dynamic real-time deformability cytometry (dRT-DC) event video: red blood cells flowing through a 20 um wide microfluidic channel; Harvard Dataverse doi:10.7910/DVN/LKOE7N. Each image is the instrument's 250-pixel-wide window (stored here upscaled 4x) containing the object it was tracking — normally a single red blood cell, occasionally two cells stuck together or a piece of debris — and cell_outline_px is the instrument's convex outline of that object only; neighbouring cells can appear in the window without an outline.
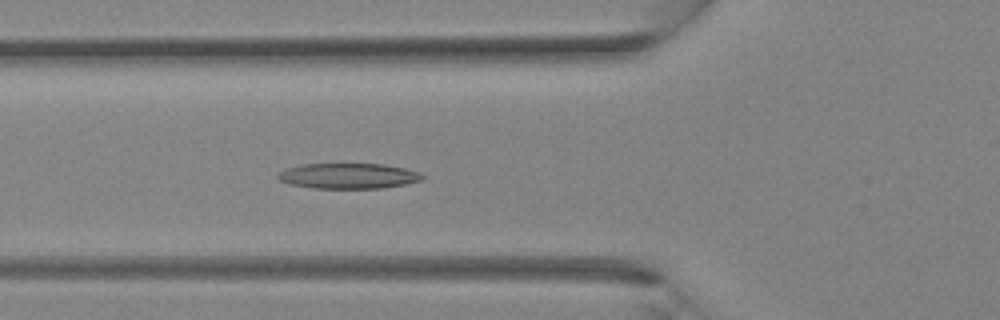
{"species": "Egyptian fruit bat (a non-hibernating species)", "species_latin": "Rousettus aegyptiacus", "temperature_condition": "room temperature", "stored_images_in_passage": 34, "camera_frame_rate_fps": 3000, "um_per_image_px": 0.085, "animal": {"sex": "female"}, "frame": {"image": 1, "passage_image": 12, "time_ms": 3.667, "image_size_px": [1000, 320], "cell_outline_px": [[424, 180], [408, 184], [384, 188], [312, 188], [292, 184], [280, 180], [276, 176], [280, 172], [288, 168], [300, 164], [384, 164], [404, 168], [420, 172], [424, 176]], "centroid_in_image_um": [29.68, 14.95], "position_along_channel_um": 96.1, "area_um2": 21.44}}
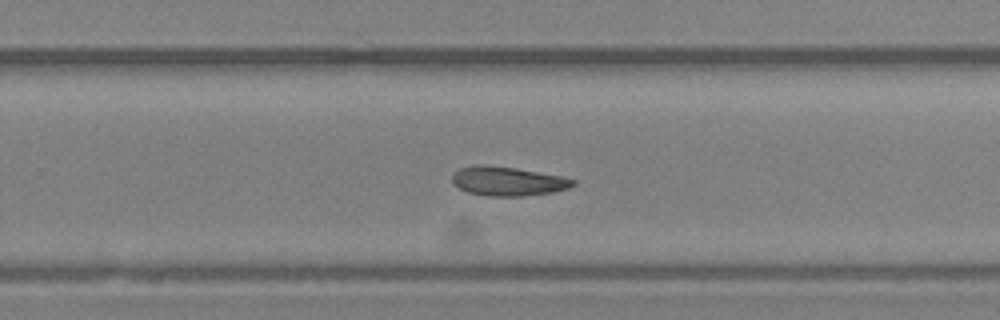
{"frame": {"image": 2, "passage_image": 22, "time_ms": 7.0, "image_size_px": [1000, 320], "cell_outline_px": [[576, 184], [568, 188], [552, 192], [520, 196], [488, 196], [468, 192], [452, 184], [452, 176], [460, 168], [472, 164], [484, 164], [516, 168], [560, 176], [576, 180]], "centroid_in_image_um": [43.13, 15.39], "position_along_channel_um": 286.7, "area_um2": 20.46}}
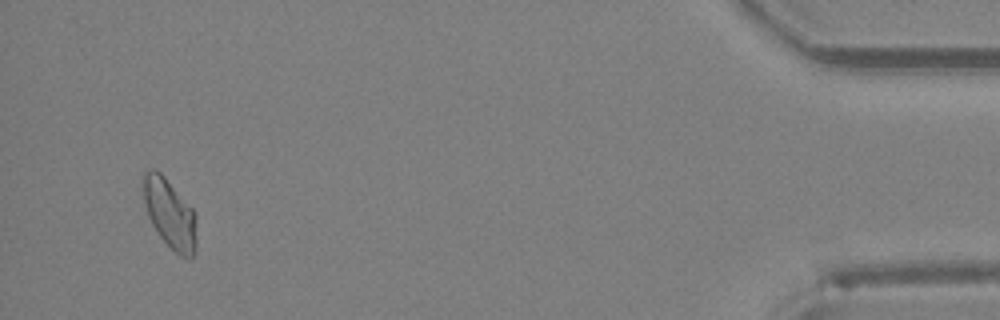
{"frame": {"image": 3, "passage_image": 33, "time_ms": 10.667, "image_size_px": [1000, 320], "cell_outline_px": [[196, 244], [192, 256], [180, 256], [160, 236], [152, 224], [148, 216], [144, 200], [144, 172], [148, 168], [156, 168], [164, 176], [192, 208], [196, 216]], "centroid_in_image_um": [14.43, 18.12], "position_along_channel_um": 420.8, "area_um2": 21.1}}